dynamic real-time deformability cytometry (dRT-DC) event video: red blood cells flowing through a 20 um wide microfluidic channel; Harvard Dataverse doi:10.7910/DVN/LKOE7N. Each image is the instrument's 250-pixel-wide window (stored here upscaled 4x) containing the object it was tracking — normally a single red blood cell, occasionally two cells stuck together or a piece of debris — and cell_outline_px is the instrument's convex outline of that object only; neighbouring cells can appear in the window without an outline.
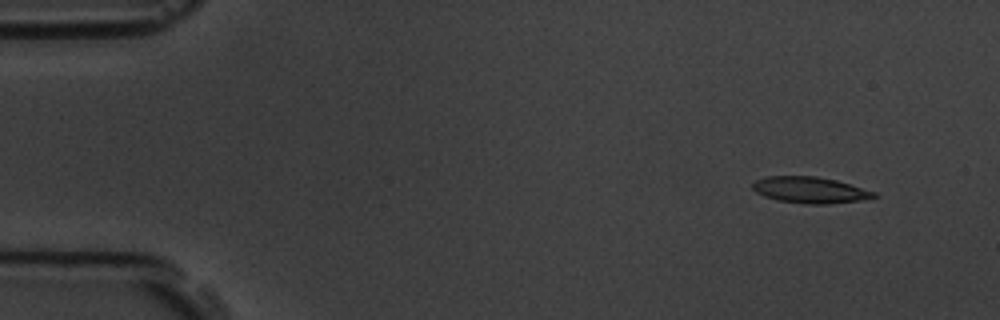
{"species": "common noctule bat (a hibernating species)", "species_latin": "Nyctalus noctula", "temperature_condition": "room temperature", "stored_images_in_passage": 7, "camera_frame_rate_fps": 3000, "um_per_image_px": 0.085, "animal": {"sex": "male", "body_mass_g": 19.5, "forearm_length_mm": 54.6}, "frame": {"image": 1, "passage_image": 1, "time_ms": 0.0, "image_size_px": [1000, 320], "cell_outline_px": [[880, 196], [860, 200], [828, 204], [804, 204], [780, 200], [764, 196], [756, 192], [752, 188], [752, 184], [756, 180], [768, 176], [816, 176], [836, 180], [876, 192]], "centroid_in_image_um": [68.87, 16.15], "position_along_channel_um": 16.1, "area_um2": 18.5}}
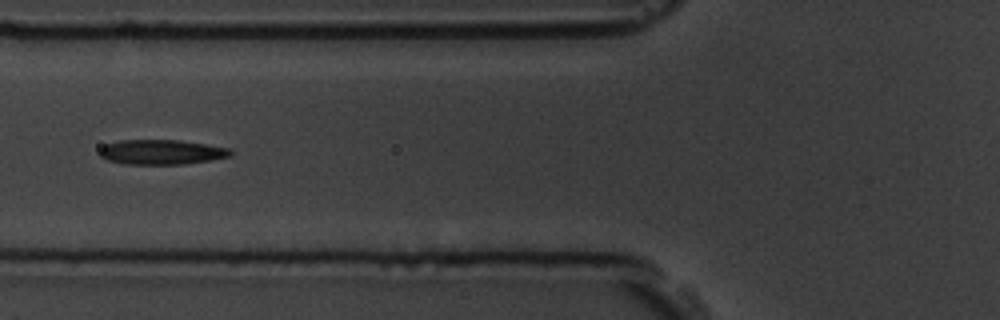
{"frame": {"image": 2, "passage_image": 5, "time_ms": 5.333, "image_size_px": [1000, 320], "cell_outline_px": [[232, 156], [212, 160], [180, 164], [124, 164], [108, 160], [100, 156], [100, 148], [104, 144], [116, 140], [180, 140], [232, 148]], "centroid_in_image_um": [13.74, 12.92], "position_along_channel_um": 112.1, "area_um2": 19.13}}
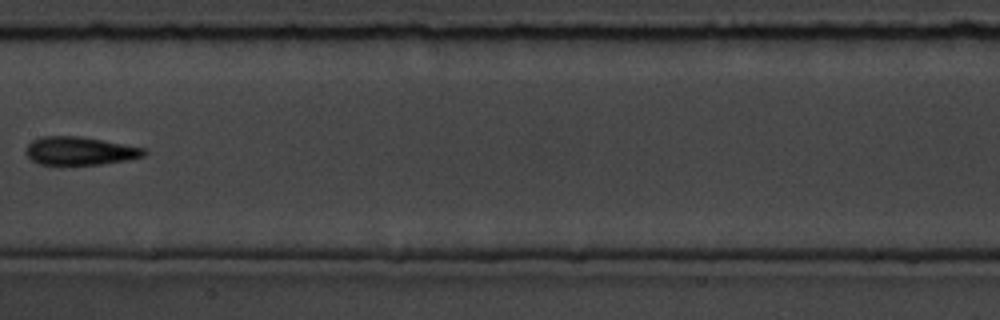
{"frame": {"image": 3, "passage_image": 7, "time_ms": 7.667, "image_size_px": [1000, 320], "cell_outline_px": [[148, 152], [144, 156], [128, 160], [100, 164], [40, 164], [32, 160], [24, 152], [28, 144], [32, 140], [40, 136], [80, 136], [144, 148]], "centroid_in_image_um": [6.77, 12.82], "position_along_channel_um": 200.6, "area_um2": 19.31}}